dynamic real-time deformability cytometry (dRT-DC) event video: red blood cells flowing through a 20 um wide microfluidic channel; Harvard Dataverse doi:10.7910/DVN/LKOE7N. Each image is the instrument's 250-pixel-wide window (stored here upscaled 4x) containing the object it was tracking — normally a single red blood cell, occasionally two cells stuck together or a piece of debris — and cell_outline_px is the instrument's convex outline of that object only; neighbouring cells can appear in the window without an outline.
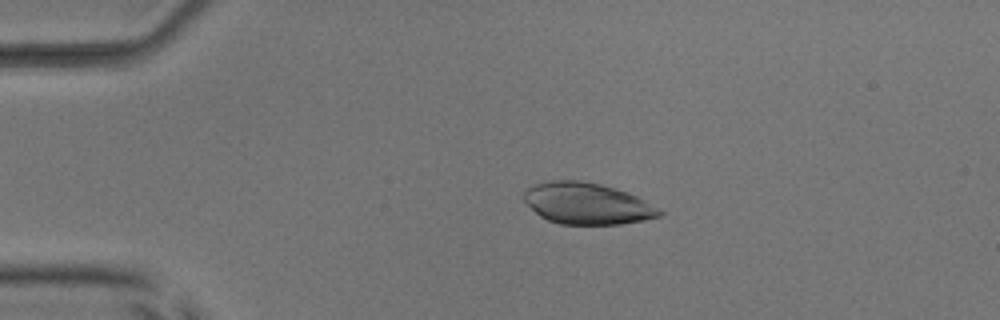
{"species": "common noctule bat (a hibernating species)", "species_latin": "Nyctalus noctula", "temperature_condition": "room temperature", "stored_images_in_passage": 51, "camera_frame_rate_fps": 3000, "um_per_image_px": 0.085, "animal": {"sex": "male", "body_mass_g": 17.9, "forearm_length_mm": 54.2}, "frame": {"image": 1, "passage_image": 10, "time_ms": 3.0, "image_size_px": [1000, 320], "cell_outline_px": [[664, 212], [660, 216], [644, 220], [620, 224], [560, 224], [548, 220], [540, 216], [524, 200], [524, 192], [532, 184], [548, 180], [580, 180], [600, 184], [628, 192], [644, 200]], "centroid_in_image_um": [49.88, 17.29], "position_along_channel_um": 35.1, "area_um2": 32.6}}
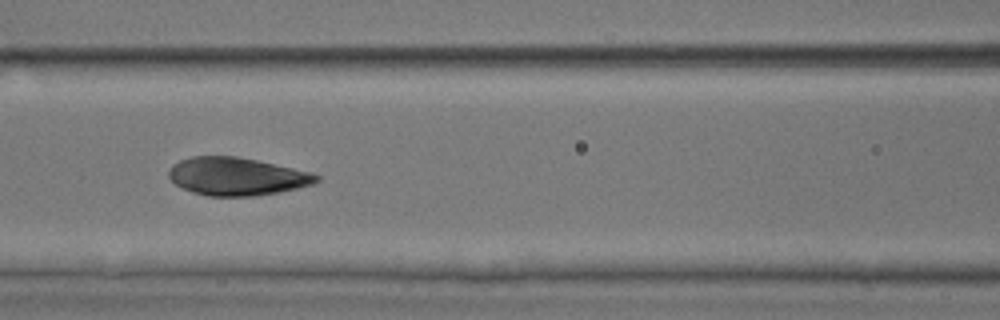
{"frame": {"image": 2, "passage_image": 22, "time_ms": 7.0, "image_size_px": [1000, 320], "cell_outline_px": [[320, 180], [312, 184], [296, 188], [256, 196], [208, 196], [192, 192], [176, 184], [168, 176], [168, 172], [172, 164], [180, 160], [192, 156], [236, 156], [256, 160], [312, 172], [320, 176]], "centroid_in_image_um": [20.11, 14.99], "position_along_channel_um": 146.5, "area_um2": 32.48}}
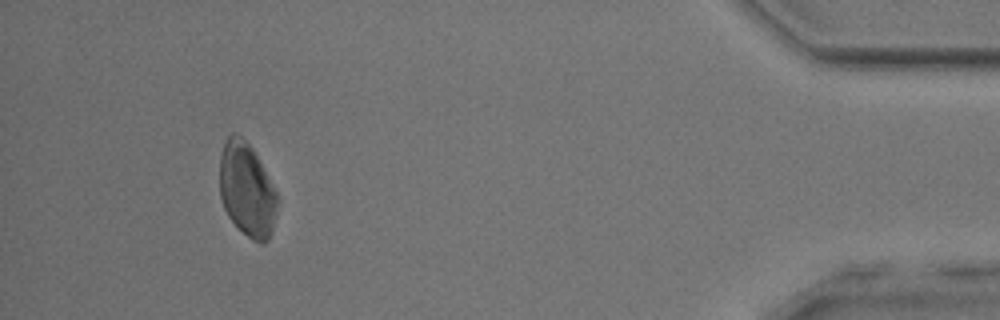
{"frame": {"image": 3, "passage_image": 47, "time_ms": 15.333, "image_size_px": [1000, 320], "cell_outline_px": [[276, 212], [272, 232], [268, 240], [264, 244], [260, 244], [252, 240], [228, 216], [224, 208], [220, 196], [220, 156], [224, 140], [232, 132], [236, 132], [252, 148], [276, 192]], "centroid_in_image_um": [20.96, 16.12], "position_along_channel_um": 414.2, "area_um2": 31.15}}